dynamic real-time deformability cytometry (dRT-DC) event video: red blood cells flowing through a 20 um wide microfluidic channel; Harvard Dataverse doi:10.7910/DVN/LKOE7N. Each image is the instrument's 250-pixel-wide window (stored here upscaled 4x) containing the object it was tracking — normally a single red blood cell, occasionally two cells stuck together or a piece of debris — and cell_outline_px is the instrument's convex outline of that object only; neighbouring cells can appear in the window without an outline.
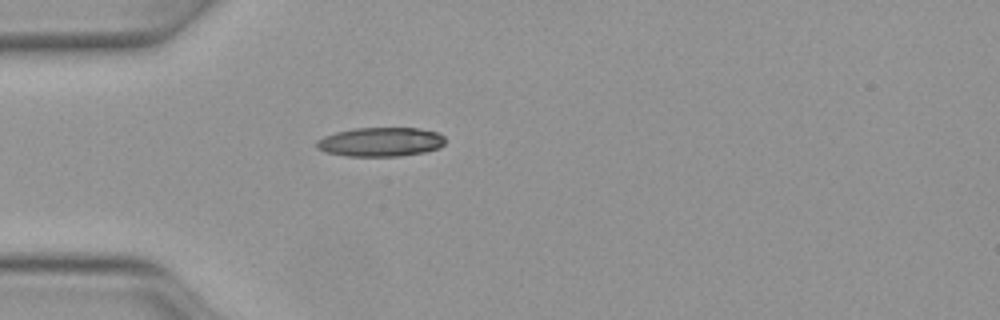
{"species": "Egyptian fruit bat (a non-hibernating species)", "species_latin": "Rousettus aegyptiacus", "temperature_condition": "warm", "stored_images_in_passage": 36, "camera_frame_rate_fps": 3000, "um_per_image_px": 0.085, "animal": {"sex": "female"}, "frame": {"image": 1, "passage_image": 1, "time_ms": 0.0, "image_size_px": [1000, 320], "cell_outline_px": [[444, 144], [440, 148], [424, 152], [400, 156], [344, 156], [324, 152], [316, 148], [316, 140], [324, 136], [336, 132], [352, 128], [416, 128], [436, 132], [444, 136]], "centroid_in_image_um": [32.31, 12.07], "position_along_channel_um": 52.7, "area_um2": 21.96}}
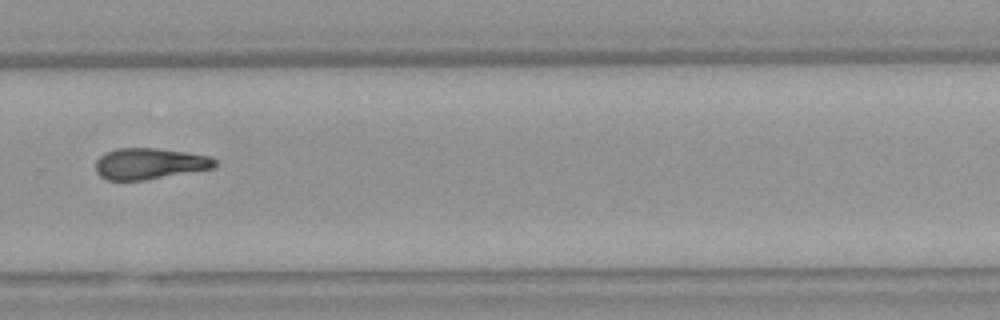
{"frame": {"image": 2, "passage_image": 21, "time_ms": 6.667, "image_size_px": [1000, 320], "cell_outline_px": [[220, 164], [216, 168], [144, 180], [108, 180], [100, 176], [96, 172], [96, 160], [104, 152], [116, 148], [156, 148], [212, 156]], "centroid_in_image_um": [12.75, 13.91], "position_along_channel_um": 317.1, "area_um2": 21.91}}
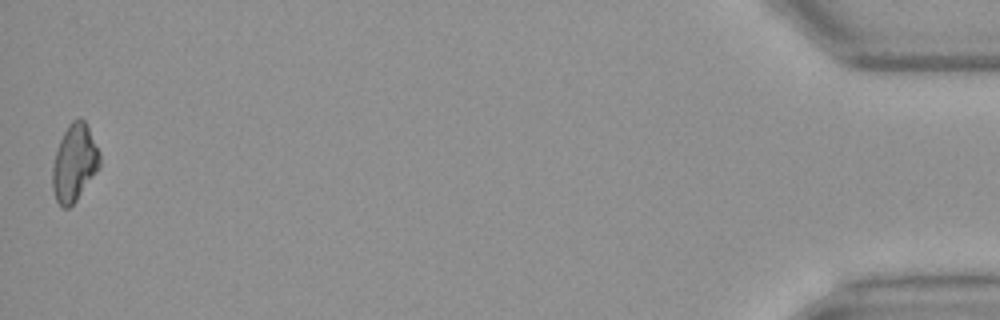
{"frame": {"image": 3, "passage_image": 36, "time_ms": 11.667, "image_size_px": [1000, 320], "cell_outline_px": [[100, 168], [76, 200], [68, 208], [60, 208], [56, 200], [52, 188], [52, 164], [60, 140], [68, 124], [72, 120], [80, 116], [84, 120], [100, 152]], "centroid_in_image_um": [6.32, 13.85], "position_along_channel_um": 428.9, "area_um2": 21.33}, "authors_computed_cell_mechanics": {"area_um2": 21.9062, "velocity_mm_per_s": 4.1136, "shape_relaxation_time_tau1_ms": 6.7628, "shape_relaxation_time_tau2_ms": 9.9491, "deformation_change_tau1": 0.1871, "deformation_change_tau2": 0.2605}}